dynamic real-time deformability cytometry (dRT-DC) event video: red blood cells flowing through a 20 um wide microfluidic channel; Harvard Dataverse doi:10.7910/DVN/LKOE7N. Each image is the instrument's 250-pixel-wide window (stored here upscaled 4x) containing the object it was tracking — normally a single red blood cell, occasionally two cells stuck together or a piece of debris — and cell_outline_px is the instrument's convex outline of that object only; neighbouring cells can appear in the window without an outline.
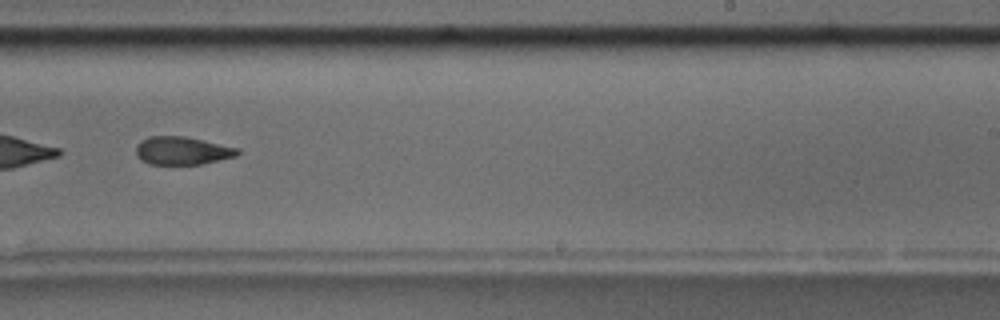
{"species": "common noctule bat (a hibernating species)", "species_latin": "Nyctalus noctula", "temperature_condition": "room temperature", "stored_images_in_passage": 54, "segment_of_instrument_passage": [2, 2], "camera_frame_rate_fps": 3000, "um_per_image_px": 0.085, "animal": {"sex": "male", "body_mass_g": 17.5, "forearm_length_mm": 52.3}, "frame": {"image": 1, "passage_image": 34, "time_ms": 11.0, "image_size_px": [1000, 320], "cell_outline_px": [[240, 152], [236, 156], [220, 160], [200, 164], [148, 164], [140, 160], [136, 156], [136, 148], [140, 140], [148, 136], [184, 136], [240, 148]], "centroid_in_image_um": [15.47, 12.81], "position_along_channel_um": 273.5, "area_um2": 16.7}}